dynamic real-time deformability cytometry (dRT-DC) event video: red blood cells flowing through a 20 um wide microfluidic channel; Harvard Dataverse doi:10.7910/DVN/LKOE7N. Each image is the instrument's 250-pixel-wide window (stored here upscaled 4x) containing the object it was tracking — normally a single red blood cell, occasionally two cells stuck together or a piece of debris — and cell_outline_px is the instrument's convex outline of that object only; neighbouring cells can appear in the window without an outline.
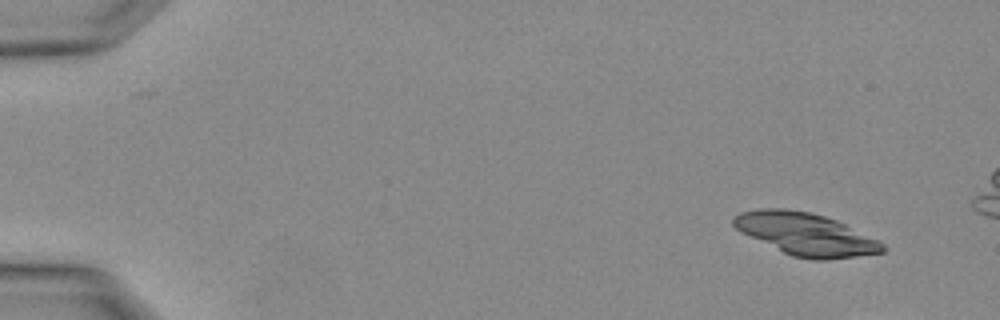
{"species": "Egyptian fruit bat (a non-hibernating species)", "species_latin": "Rousettus aegyptiacus", "temperature_condition": "warm", "stored_images_in_passage": 5, "camera_frame_rate_fps": 3000, "um_per_image_px": 0.085, "animal": {"sex": "female"}, "frame": {"image": 1, "passage_image": 1, "time_ms": 0.0, "image_size_px": [1000, 320], "cell_outline_px": [[888, 248], [884, 252], [828, 260], [816, 260], [792, 256], [736, 228], [732, 224], [732, 216], [740, 212], [756, 208], [784, 208], [812, 212], [836, 220], [884, 244]], "centroid_in_image_um": [68.48, 19.88], "position_along_channel_um": 16.5, "area_um2": 36.3}}